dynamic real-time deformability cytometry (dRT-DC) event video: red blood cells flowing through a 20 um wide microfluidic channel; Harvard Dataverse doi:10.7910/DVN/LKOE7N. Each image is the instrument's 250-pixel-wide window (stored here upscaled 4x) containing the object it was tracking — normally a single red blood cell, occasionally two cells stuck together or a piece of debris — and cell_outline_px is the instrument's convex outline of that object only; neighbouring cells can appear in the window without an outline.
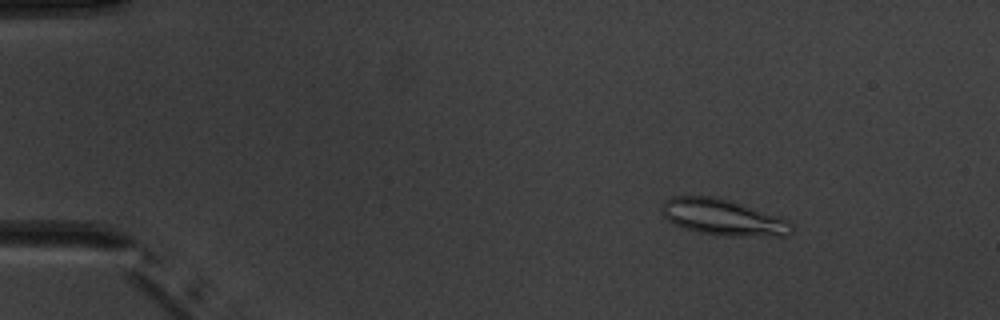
{"species": "common noctule bat (a hibernating species)", "species_latin": "Nyctalus noctula", "temperature_condition": "warm", "stored_images_in_passage": 5, "camera_frame_rate_fps": 3000, "um_per_image_px": 0.085, "animal": {"sex": "male", "body_mass_g": 20.1, "forearm_length_mm": 53.5}, "frame": {"image": 1, "passage_image": 3, "time_ms": 2.333, "image_size_px": [1000, 320], "cell_outline_px": [[796, 228], [788, 236], [724, 236], [696, 232], [672, 224], [664, 216], [660, 208], [660, 204], [664, 200], [672, 196], [716, 196], [788, 220]], "centroid_in_image_um": [61.42, 18.48], "position_along_channel_um": 23.6, "area_um2": 27.51}}